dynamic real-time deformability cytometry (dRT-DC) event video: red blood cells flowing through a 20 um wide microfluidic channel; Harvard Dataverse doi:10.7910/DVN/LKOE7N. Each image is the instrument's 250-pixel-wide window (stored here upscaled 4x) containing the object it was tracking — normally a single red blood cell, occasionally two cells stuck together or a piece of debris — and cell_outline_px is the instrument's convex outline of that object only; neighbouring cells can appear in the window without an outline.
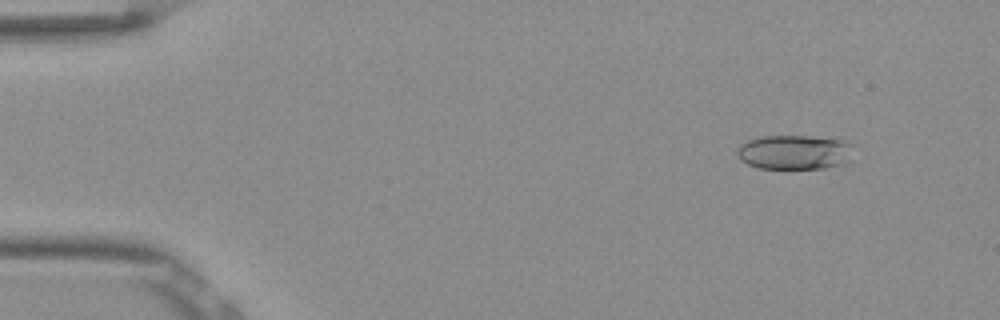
{"species": "Egyptian fruit bat (a non-hibernating species)", "species_latin": "Rousettus aegyptiacus", "temperature_condition": "room temperature", "stored_images_in_passage": 53, "camera_frame_rate_fps": 3000, "um_per_image_px": 0.085, "frame": {"image": 1, "passage_image": 6, "time_ms": 1.667, "image_size_px": [1000, 320], "cell_outline_px": [[852, 144], [844, 164], [824, 168], [760, 168], [748, 164], [740, 160], [736, 156], [736, 148], [740, 144], [748, 140], [760, 136], [808, 136], [844, 140]], "centroid_in_image_um": [67.44, 12.93], "position_along_channel_um": 17.6, "area_um2": 23.24}}
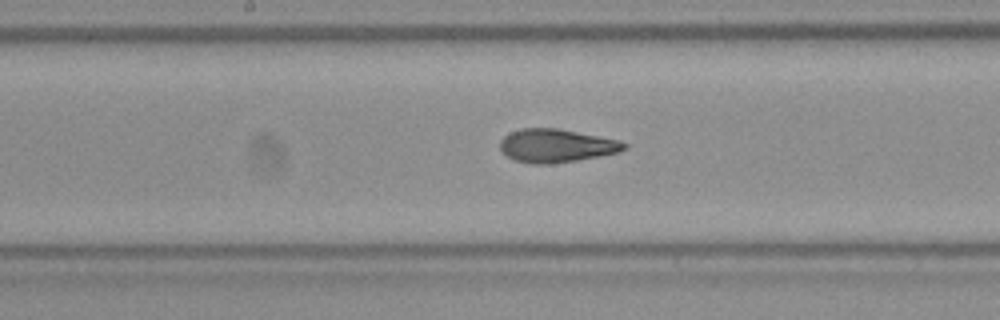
{"frame": {"image": 2, "passage_image": 28, "time_ms": 9.0, "image_size_px": [1000, 320], "cell_outline_px": [[628, 148], [616, 152], [600, 156], [576, 160], [548, 164], [528, 164], [516, 160], [508, 156], [500, 148], [500, 140], [504, 136], [520, 128], [556, 128], [620, 140], [628, 144]], "centroid_in_image_um": [47.29, 12.38], "position_along_channel_um": 200.9, "area_um2": 23.93}}
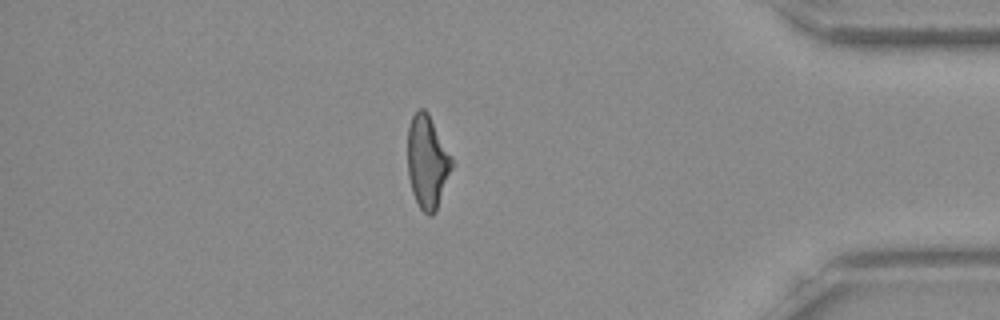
{"frame": {"image": 3, "passage_image": 46, "time_ms": 15.0, "image_size_px": [1000, 320], "cell_outline_px": [[452, 168], [436, 212], [432, 216], [428, 216], [420, 208], [412, 192], [408, 176], [408, 128], [412, 116], [420, 108], [424, 108], [428, 112], [452, 156]], "centroid_in_image_um": [36.32, 13.77], "position_along_channel_um": 398.9, "area_um2": 23.99}, "authors_computed_cell_mechanics": {"area_um2": 23.9292, "velocity_mm_per_s": 3.8745, "shape_relaxation_time_tau1_ms": 5.4575, "shape_relaxation_time_tau2_ms": 1.5335, "deformation_change_tau1": 0.1865, "deformation_change_tau2": 0.094}}